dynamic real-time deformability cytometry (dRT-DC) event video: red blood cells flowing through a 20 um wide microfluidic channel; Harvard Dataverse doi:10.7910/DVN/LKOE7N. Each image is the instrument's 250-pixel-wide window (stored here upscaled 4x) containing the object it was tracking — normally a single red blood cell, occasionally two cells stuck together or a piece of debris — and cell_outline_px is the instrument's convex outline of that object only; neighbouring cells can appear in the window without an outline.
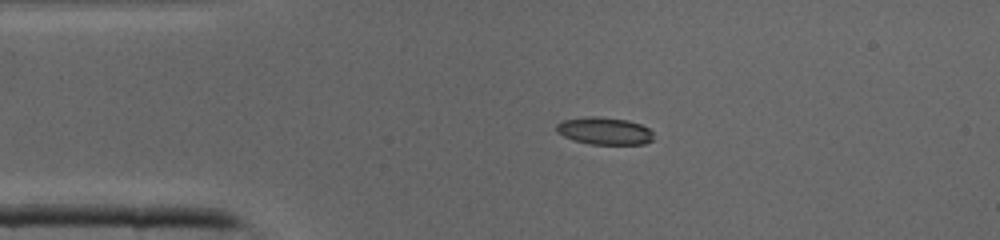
{"species": "common noctule bat (a hibernating species)", "species_latin": "Nyctalus noctula", "temperature_condition": "cold", "stored_images_in_passage": 41, "camera_frame_rate_fps": 3000, "um_per_image_px": 0.085, "animal": {"sex": "male", "body_mass_g": 19.0, "forearm_length_mm": 50.8}, "frame": {"image": 1, "passage_image": 8, "time_ms": 2.333, "image_size_px": [1000, 240], "cell_outline_px": [[652, 140], [644, 144], [592, 144], [572, 140], [556, 132], [556, 124], [564, 120], [588, 116], [600, 116], [628, 120], [640, 124], [648, 128], [652, 132]], "centroid_in_image_um": [51.36, 11.12], "position_along_channel_um": 33.6, "area_um2": 15.49}}
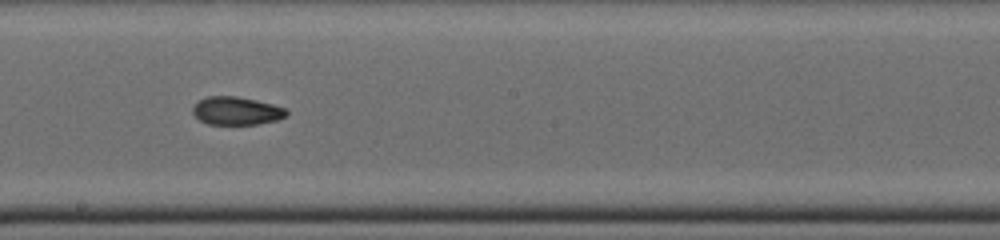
{"frame": {"image": 2, "passage_image": 22, "time_ms": 7.0, "image_size_px": [1000, 240], "cell_outline_px": [[288, 116], [276, 120], [256, 124], [208, 124], [200, 120], [192, 112], [192, 108], [200, 100], [208, 96], [236, 96], [256, 100], [272, 104], [284, 108], [288, 112]], "centroid_in_image_um": [20.11, 9.42], "position_along_channel_um": 228.1, "area_um2": 15.2}}
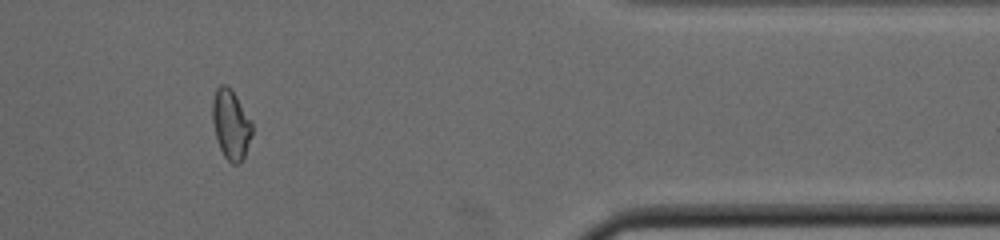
{"frame": {"image": 3, "passage_image": 34, "time_ms": 11.0, "image_size_px": [1000, 240], "cell_outline_px": [[252, 132], [244, 156], [240, 164], [232, 164], [224, 156], [220, 148], [216, 136], [212, 120], [212, 100], [216, 88], [220, 84], [224, 84], [236, 96], [252, 124]], "centroid_in_image_um": [19.6, 10.59], "position_along_channel_um": 391.8, "area_um2": 15.72}}